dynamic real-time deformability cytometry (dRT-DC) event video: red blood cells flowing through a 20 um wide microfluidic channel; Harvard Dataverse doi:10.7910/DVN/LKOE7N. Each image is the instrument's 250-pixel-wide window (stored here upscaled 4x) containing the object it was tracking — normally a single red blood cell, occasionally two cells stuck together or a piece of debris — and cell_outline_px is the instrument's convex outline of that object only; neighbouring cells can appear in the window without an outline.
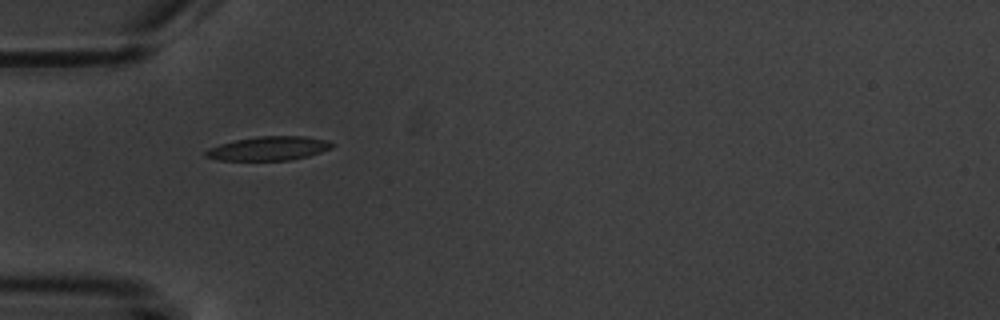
{"species": "common noctule bat (a hibernating species)", "species_latin": "Nyctalus noctula", "temperature_condition": "warm", "stored_images_in_passage": 9, "camera_frame_rate_fps": 3000, "um_per_image_px": 0.085, "animal": {"sex": "male", "body_mass_g": 20.1, "forearm_length_mm": 53.5}, "frame": {"image": 1, "passage_image": 1, "time_ms": 0.0, "image_size_px": [1000, 320], "cell_outline_px": [[336, 144], [332, 148], [308, 156], [292, 160], [220, 160], [204, 156], [204, 152], [208, 148], [220, 144], [236, 140], [256, 136], [304, 136], [328, 140]], "centroid_in_image_um": [22.86, 12.61], "position_along_channel_um": 62.1, "area_um2": 17.69}}
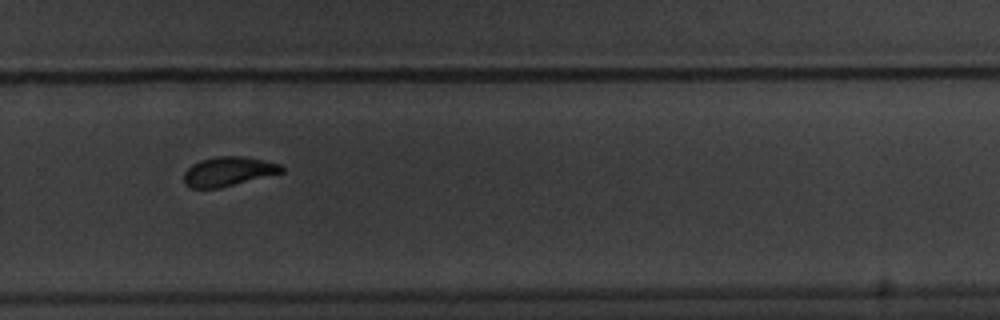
{"frame": {"image": 2, "passage_image": 7, "time_ms": 7.0, "image_size_px": [1000, 320], "cell_outline_px": [[284, 172], [220, 188], [192, 188], [184, 184], [184, 172], [192, 164], [200, 160], [220, 156], [244, 156], [280, 164], [284, 168]], "centroid_in_image_um": [19.4, 14.58], "position_along_channel_um": 310.4, "area_um2": 16.65}}
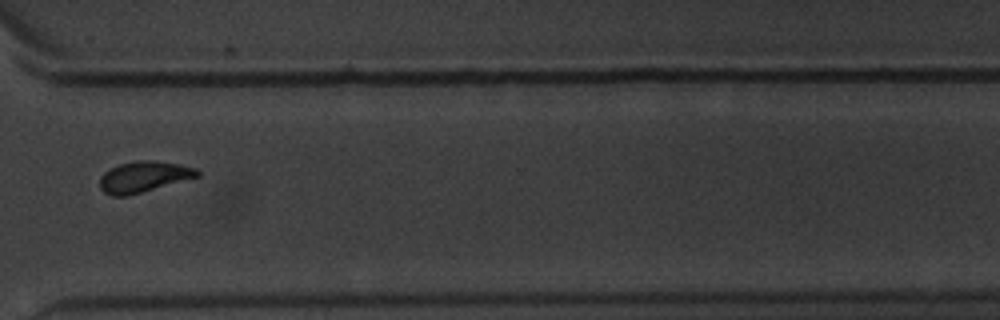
{"frame": {"image": 3, "passage_image": 8, "time_ms": 8.333, "image_size_px": [1000, 320], "cell_outline_px": [[200, 176], [128, 196], [112, 196], [104, 192], [100, 188], [100, 176], [104, 172], [120, 164], [140, 160], [156, 160], [180, 164], [196, 168], [200, 172]], "centroid_in_image_um": [12.23, 15.02], "position_along_channel_um": 358.4, "area_um2": 17.57}}